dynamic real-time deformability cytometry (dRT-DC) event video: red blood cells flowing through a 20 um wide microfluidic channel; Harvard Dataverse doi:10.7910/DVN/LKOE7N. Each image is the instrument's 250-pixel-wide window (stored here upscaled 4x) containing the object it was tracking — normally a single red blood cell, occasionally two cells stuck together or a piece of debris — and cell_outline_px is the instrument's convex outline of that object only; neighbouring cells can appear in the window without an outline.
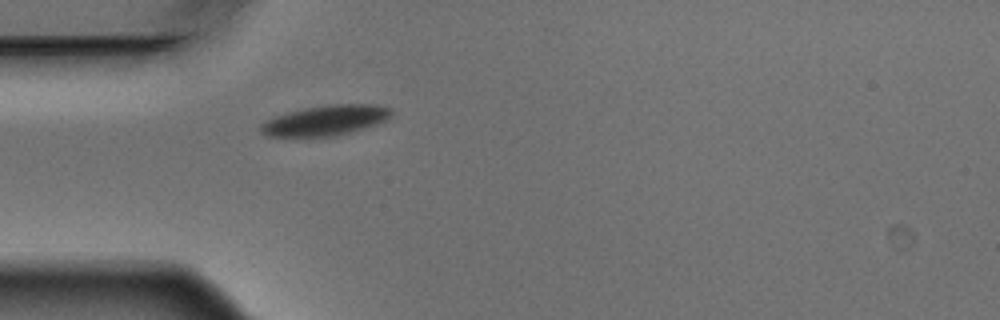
{"species": "Egyptian fruit bat (a non-hibernating species)", "species_latin": "Rousettus aegyptiacus", "temperature_condition": "warm", "stored_images_in_passage": 1, "camera_frame_rate_fps": 3000, "um_per_image_px": 0.085, "animal": {"sex": "male"}, "frame": {"image": 1, "passage_image": 1, "time_ms": 0.0, "image_size_px": [1000, 320], "cell_outline_px": [[392, 116], [376, 124], [352, 132], [332, 136], [268, 136], [260, 132], [260, 124], [276, 116], [288, 112], [304, 108], [328, 104], [376, 104], [392, 108]], "centroid_in_image_um": [27.7, 10.22], "position_along_channel_um": 57.3, "area_um2": 22.89}}